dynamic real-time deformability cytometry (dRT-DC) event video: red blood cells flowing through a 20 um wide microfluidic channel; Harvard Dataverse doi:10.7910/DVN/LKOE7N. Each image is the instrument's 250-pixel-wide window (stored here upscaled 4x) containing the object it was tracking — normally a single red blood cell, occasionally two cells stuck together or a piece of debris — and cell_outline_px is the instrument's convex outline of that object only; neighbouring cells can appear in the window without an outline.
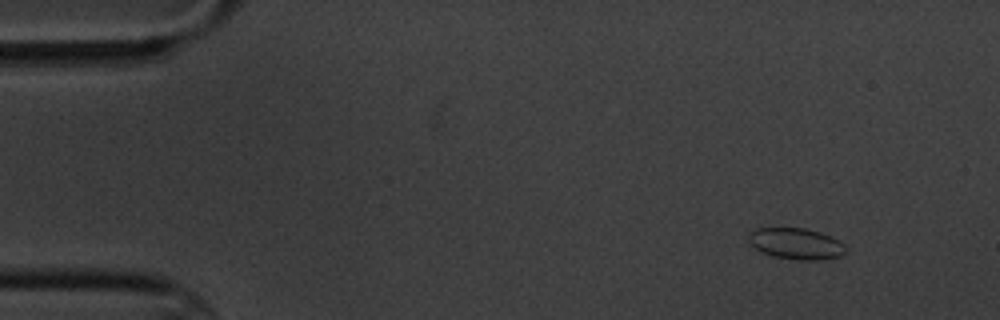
{"species": "common noctule bat (a hibernating species)", "species_latin": "Nyctalus noctula", "temperature_condition": "cold", "stored_images_in_passage": 4, "camera_frame_rate_fps": 3000, "um_per_image_px": 0.085, "animal": {"sex": "male", "body_mass_g": 20.1, "forearm_length_mm": 53.5}, "frame": {"image": 1, "passage_image": 1, "time_ms": 0.0, "image_size_px": [1000, 320], "cell_outline_px": [[848, 248], [840, 256], [816, 260], [796, 260], [776, 256], [764, 252], [756, 248], [748, 240], [748, 232], [756, 228], [804, 228], [820, 232], [844, 244]], "centroid_in_image_um": [67.66, 20.7], "position_along_channel_um": 17.3, "area_um2": 17.4}}
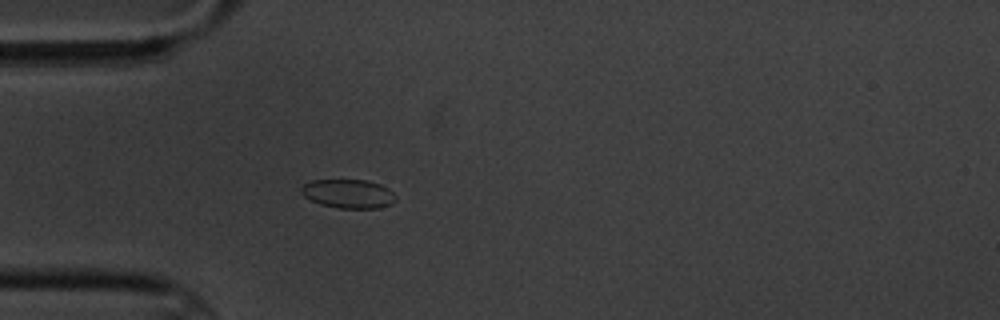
{"frame": {"image": 2, "passage_image": 4, "time_ms": 3.667, "image_size_px": [1000, 320], "cell_outline_px": [[396, 200], [392, 204], [380, 208], [340, 208], [320, 204], [304, 196], [300, 192], [300, 188], [304, 184], [312, 180], [368, 180], [380, 184], [388, 188], [396, 196]], "centroid_in_image_um": [29.63, 16.46], "position_along_channel_um": 55.4, "area_um2": 15.95}}